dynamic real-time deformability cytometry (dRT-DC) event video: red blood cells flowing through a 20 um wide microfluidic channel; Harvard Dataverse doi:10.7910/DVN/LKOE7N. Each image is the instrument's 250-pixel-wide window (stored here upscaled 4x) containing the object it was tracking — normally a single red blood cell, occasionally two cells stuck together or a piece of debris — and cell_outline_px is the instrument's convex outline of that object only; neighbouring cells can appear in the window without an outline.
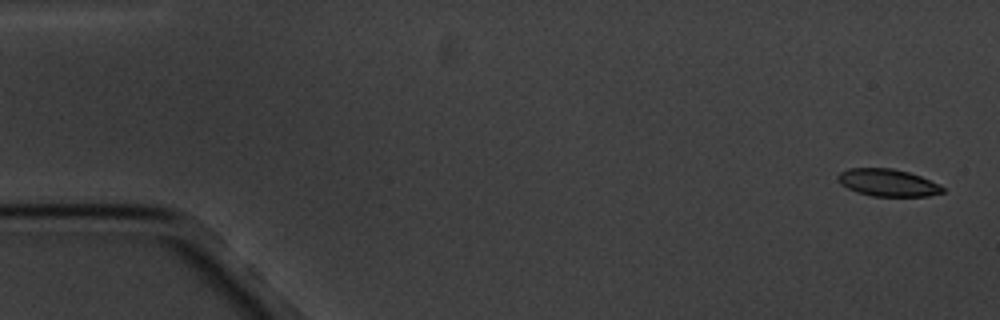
{"species": "common noctule bat (a hibernating species)", "species_latin": "Nyctalus noctula", "temperature_condition": "cold", "stored_images_in_passage": 5, "camera_frame_rate_fps": 3000, "um_per_image_px": 0.085, "animal": {"sex": "male", "body_mass_g": 20.1, "forearm_length_mm": 53.5}, "frame": {"image": 1, "passage_image": 1, "time_ms": 0.0, "image_size_px": [1000, 320], "cell_outline_px": [[944, 192], [928, 196], [872, 196], [856, 192], [840, 184], [836, 176], [840, 172], [848, 168], [892, 168], [908, 172], [920, 176], [940, 184], [944, 188]], "centroid_in_image_um": [75.45, 15.52], "position_along_channel_um": 9.6, "area_um2": 16.7}}
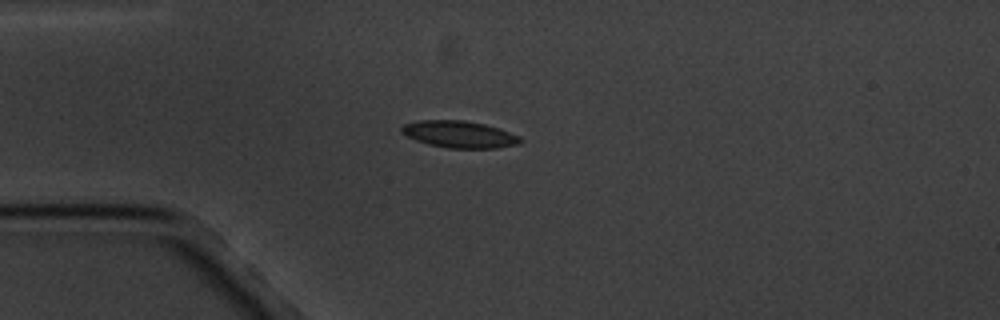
{"frame": {"image": 2, "passage_image": 4, "time_ms": 4.333, "image_size_px": [1000, 320], "cell_outline_px": [[524, 140], [520, 144], [496, 148], [448, 148], [428, 144], [416, 140], [400, 132], [400, 128], [404, 124], [420, 120], [464, 120], [484, 124], [500, 128], [520, 136]], "centroid_in_image_um": [39.08, 11.42], "position_along_channel_um": 45.9, "area_um2": 18.73}}